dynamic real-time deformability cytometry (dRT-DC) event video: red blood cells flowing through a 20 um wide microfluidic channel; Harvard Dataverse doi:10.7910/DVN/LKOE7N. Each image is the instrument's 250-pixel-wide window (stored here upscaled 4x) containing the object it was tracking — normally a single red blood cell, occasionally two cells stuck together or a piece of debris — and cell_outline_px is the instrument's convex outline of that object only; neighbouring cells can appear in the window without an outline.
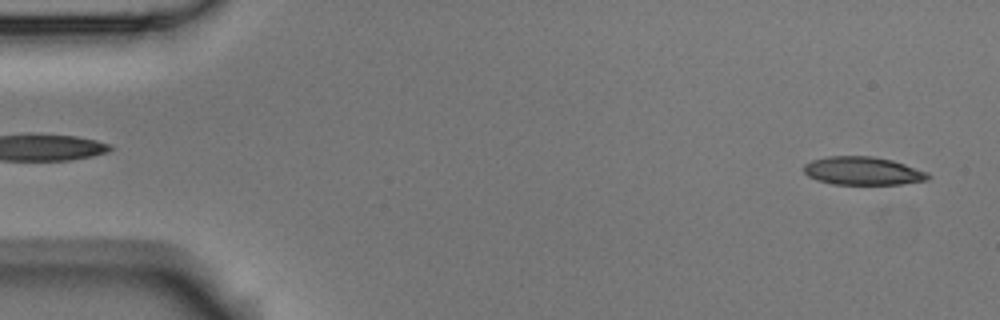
{"species": "Egyptian fruit bat (a non-hibernating species)", "species_latin": "Rousettus aegyptiacus", "temperature_condition": "room temperature", "stored_images_in_passage": 13, "camera_frame_rate_fps": 3000, "um_per_image_px": 0.085, "animal": {"sex": "male"}, "frame": {"image": 1, "passage_image": 2, "time_ms": 0.333, "image_size_px": [1000, 320], "cell_outline_px": [[932, 176], [928, 180], [900, 184], [832, 184], [816, 180], [808, 176], [804, 172], [804, 164], [812, 160], [828, 156], [872, 156], [892, 160], [928, 172]], "centroid_in_image_um": [73.34, 14.53], "position_along_channel_um": 11.7, "area_um2": 20.46}}